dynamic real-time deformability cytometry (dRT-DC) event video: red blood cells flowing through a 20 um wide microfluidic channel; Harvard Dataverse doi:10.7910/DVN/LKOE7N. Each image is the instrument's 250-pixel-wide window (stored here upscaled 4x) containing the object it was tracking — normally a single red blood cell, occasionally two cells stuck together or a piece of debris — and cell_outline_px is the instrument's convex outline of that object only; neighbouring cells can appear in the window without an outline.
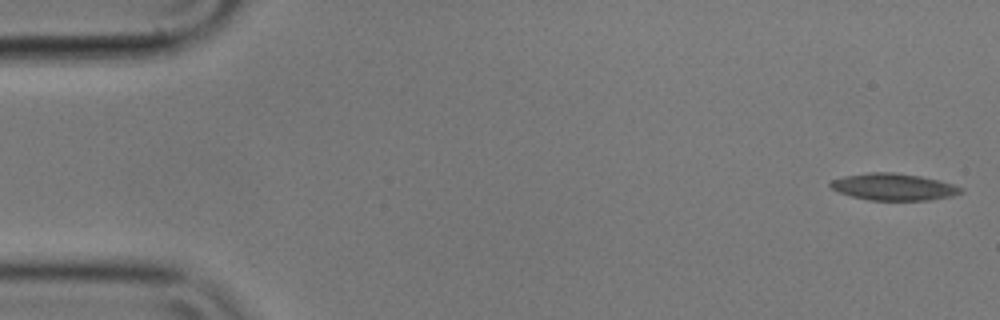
{"species": "common noctule bat (a hibernating species)", "species_latin": "Nyctalus noctula", "temperature_condition": "cold", "stored_images_in_passage": 54, "camera_frame_rate_fps": 3000, "um_per_image_px": 0.085, "animal": {"sex": "male", "body_mass_g": 17.9}, "frame": {"image": 1, "passage_image": 1, "time_ms": 0.0, "image_size_px": [1000, 320], "cell_outline_px": [[964, 192], [952, 196], [928, 200], [868, 200], [852, 196], [840, 192], [832, 188], [828, 184], [832, 180], [844, 176], [872, 172], [892, 172], [920, 176], [940, 180], [964, 188]], "centroid_in_image_um": [75.99, 15.88], "position_along_channel_um": 9.0, "area_um2": 20.35}}
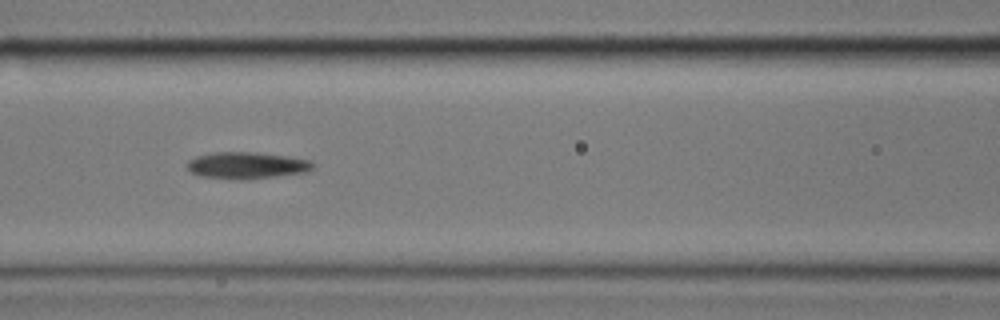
{"frame": {"image": 2, "passage_image": 23, "time_ms": 7.333, "image_size_px": [1000, 320], "cell_outline_px": [[316, 164], [308, 172], [248, 180], [232, 180], [200, 176], [192, 172], [188, 168], [188, 160], [196, 156], [212, 152], [256, 152], [288, 156], [312, 160]], "centroid_in_image_um": [21.01, 14.06], "position_along_channel_um": 145.6, "area_um2": 20.0}}
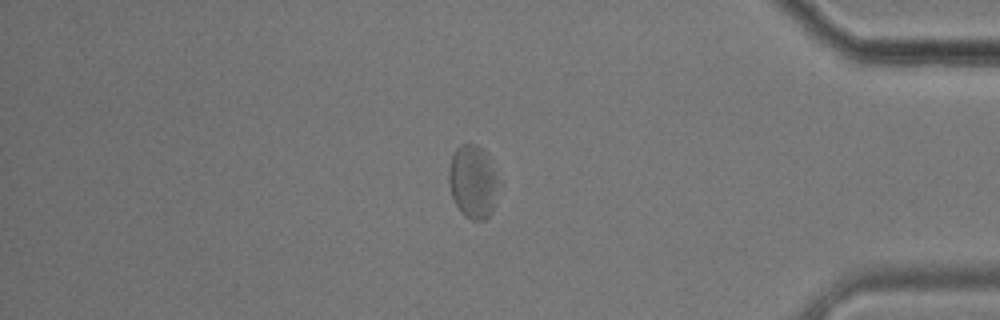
{"frame": {"image": 3, "passage_image": 47, "time_ms": 15.333, "image_size_px": [1000, 320], "cell_outline_px": [[496, 180], [492, 208], [488, 216], [484, 220], [472, 220], [464, 216], [460, 212], [452, 196], [448, 184], [448, 168], [452, 156], [456, 148], [460, 144], [476, 144], [488, 156], [496, 176]], "centroid_in_image_um": [40.12, 15.43], "position_along_channel_um": 395.1, "area_um2": 20.63}, "authors_computed_cell_mechanics": {"area_um2": 19.7965, "velocity_mm_per_s": 3.5028, "shape_relaxation_time_tau1_ms": 3.2028, "shape_relaxation_time_tau2_ms": 1.7608, "deformation_change_tau1": 0.0974, "deformation_change_tau2": 0.0733}}